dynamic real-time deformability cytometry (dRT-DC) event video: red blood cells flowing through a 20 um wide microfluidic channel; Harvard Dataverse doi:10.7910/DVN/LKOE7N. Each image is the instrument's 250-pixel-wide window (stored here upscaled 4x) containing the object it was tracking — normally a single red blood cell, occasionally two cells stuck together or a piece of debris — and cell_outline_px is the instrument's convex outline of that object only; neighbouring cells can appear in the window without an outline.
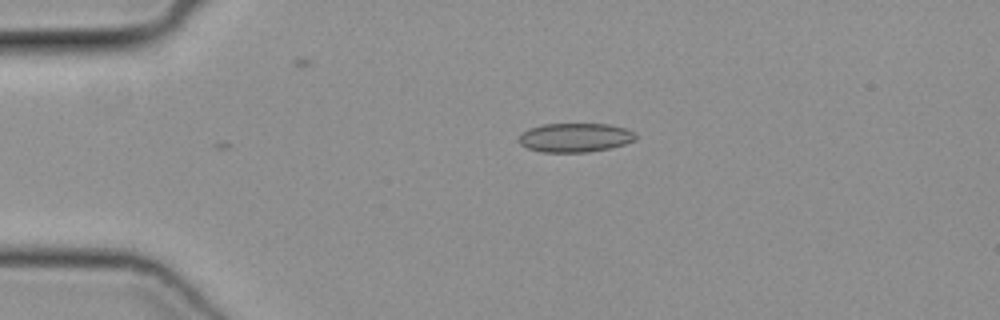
{"species": "common noctule bat (a hibernating species)", "species_latin": "Nyctalus noctula", "temperature_condition": "cold", "stored_images_in_passage": 2, "camera_frame_rate_fps": 3000, "um_per_image_px": 0.085, "animal": {"sex": "female", "body_mass_g": 19.3, "forearm_length_mm": 54.1}, "frame": {"image": 1, "passage_image": 2, "time_ms": 0.333, "image_size_px": [1000, 320], "cell_outline_px": [[636, 136], [632, 140], [624, 144], [608, 148], [588, 152], [544, 152], [528, 148], [520, 144], [520, 136], [528, 128], [544, 124], [608, 124], [624, 128], [636, 132]], "centroid_in_image_um": [48.88, 11.69], "position_along_channel_um": 36.1, "area_um2": 19.48}}